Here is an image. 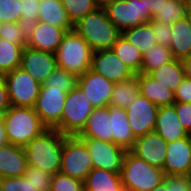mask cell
Segmentation results:
<instances>
[{"label":"cell","instance_id":"cell-1","mask_svg":"<svg viewBox=\"0 0 191 191\" xmlns=\"http://www.w3.org/2000/svg\"><path fill=\"white\" fill-rule=\"evenodd\" d=\"M64 134L47 129L24 146L27 165L55 175L61 169Z\"/></svg>","mask_w":191,"mask_h":191},{"label":"cell","instance_id":"cell-2","mask_svg":"<svg viewBox=\"0 0 191 191\" xmlns=\"http://www.w3.org/2000/svg\"><path fill=\"white\" fill-rule=\"evenodd\" d=\"M3 121L9 144L24 147L39 137L48 128L43 124L34 108L11 106L3 113Z\"/></svg>","mask_w":191,"mask_h":191},{"label":"cell","instance_id":"cell-3","mask_svg":"<svg viewBox=\"0 0 191 191\" xmlns=\"http://www.w3.org/2000/svg\"><path fill=\"white\" fill-rule=\"evenodd\" d=\"M74 30L93 51L111 49L121 32L109 20L104 8H97L74 24Z\"/></svg>","mask_w":191,"mask_h":191},{"label":"cell","instance_id":"cell-4","mask_svg":"<svg viewBox=\"0 0 191 191\" xmlns=\"http://www.w3.org/2000/svg\"><path fill=\"white\" fill-rule=\"evenodd\" d=\"M120 176L125 191H152L163 182L165 173L127 151Z\"/></svg>","mask_w":191,"mask_h":191},{"label":"cell","instance_id":"cell-5","mask_svg":"<svg viewBox=\"0 0 191 191\" xmlns=\"http://www.w3.org/2000/svg\"><path fill=\"white\" fill-rule=\"evenodd\" d=\"M93 50L75 31L67 32L55 52L57 67L82 75L90 69Z\"/></svg>","mask_w":191,"mask_h":191},{"label":"cell","instance_id":"cell-6","mask_svg":"<svg viewBox=\"0 0 191 191\" xmlns=\"http://www.w3.org/2000/svg\"><path fill=\"white\" fill-rule=\"evenodd\" d=\"M93 109L90 100L83 90L77 86L68 92L61 121L54 129L66 136H78L86 126Z\"/></svg>","mask_w":191,"mask_h":191},{"label":"cell","instance_id":"cell-7","mask_svg":"<svg viewBox=\"0 0 191 191\" xmlns=\"http://www.w3.org/2000/svg\"><path fill=\"white\" fill-rule=\"evenodd\" d=\"M92 169L86 144L78 136L64 135L60 173L84 182Z\"/></svg>","mask_w":191,"mask_h":191},{"label":"cell","instance_id":"cell-8","mask_svg":"<svg viewBox=\"0 0 191 191\" xmlns=\"http://www.w3.org/2000/svg\"><path fill=\"white\" fill-rule=\"evenodd\" d=\"M11 106L34 108L41 84L18 67L3 75Z\"/></svg>","mask_w":191,"mask_h":191},{"label":"cell","instance_id":"cell-9","mask_svg":"<svg viewBox=\"0 0 191 191\" xmlns=\"http://www.w3.org/2000/svg\"><path fill=\"white\" fill-rule=\"evenodd\" d=\"M104 10L120 32L152 20L150 14H145V8L139 0H113Z\"/></svg>","mask_w":191,"mask_h":191},{"label":"cell","instance_id":"cell-10","mask_svg":"<svg viewBox=\"0 0 191 191\" xmlns=\"http://www.w3.org/2000/svg\"><path fill=\"white\" fill-rule=\"evenodd\" d=\"M92 158L93 168L120 173L125 149L113 142L93 138H80Z\"/></svg>","mask_w":191,"mask_h":191},{"label":"cell","instance_id":"cell-11","mask_svg":"<svg viewBox=\"0 0 191 191\" xmlns=\"http://www.w3.org/2000/svg\"><path fill=\"white\" fill-rule=\"evenodd\" d=\"M67 94L56 87H40L34 110L48 129L60 123Z\"/></svg>","mask_w":191,"mask_h":191},{"label":"cell","instance_id":"cell-12","mask_svg":"<svg viewBox=\"0 0 191 191\" xmlns=\"http://www.w3.org/2000/svg\"><path fill=\"white\" fill-rule=\"evenodd\" d=\"M159 106L138 95L126 108L128 121L135 138L154 132Z\"/></svg>","mask_w":191,"mask_h":191},{"label":"cell","instance_id":"cell-13","mask_svg":"<svg viewBox=\"0 0 191 191\" xmlns=\"http://www.w3.org/2000/svg\"><path fill=\"white\" fill-rule=\"evenodd\" d=\"M90 70L105 76L114 84L135 75L111 49L94 51Z\"/></svg>","mask_w":191,"mask_h":191},{"label":"cell","instance_id":"cell-14","mask_svg":"<svg viewBox=\"0 0 191 191\" xmlns=\"http://www.w3.org/2000/svg\"><path fill=\"white\" fill-rule=\"evenodd\" d=\"M66 33L62 28L37 21L27 26V47L55 54Z\"/></svg>","mask_w":191,"mask_h":191},{"label":"cell","instance_id":"cell-15","mask_svg":"<svg viewBox=\"0 0 191 191\" xmlns=\"http://www.w3.org/2000/svg\"><path fill=\"white\" fill-rule=\"evenodd\" d=\"M20 68L27 71L34 80L43 84L57 68L56 56L54 53L26 46L23 49Z\"/></svg>","mask_w":191,"mask_h":191},{"label":"cell","instance_id":"cell-16","mask_svg":"<svg viewBox=\"0 0 191 191\" xmlns=\"http://www.w3.org/2000/svg\"><path fill=\"white\" fill-rule=\"evenodd\" d=\"M78 86L83 90L94 108L109 105L114 83L105 76L89 69L78 76Z\"/></svg>","mask_w":191,"mask_h":191},{"label":"cell","instance_id":"cell-17","mask_svg":"<svg viewBox=\"0 0 191 191\" xmlns=\"http://www.w3.org/2000/svg\"><path fill=\"white\" fill-rule=\"evenodd\" d=\"M165 175H191L190 136L167 143Z\"/></svg>","mask_w":191,"mask_h":191},{"label":"cell","instance_id":"cell-18","mask_svg":"<svg viewBox=\"0 0 191 191\" xmlns=\"http://www.w3.org/2000/svg\"><path fill=\"white\" fill-rule=\"evenodd\" d=\"M166 146L167 142L159 134L151 132L136 138L130 151L149 165L163 170Z\"/></svg>","mask_w":191,"mask_h":191},{"label":"cell","instance_id":"cell-19","mask_svg":"<svg viewBox=\"0 0 191 191\" xmlns=\"http://www.w3.org/2000/svg\"><path fill=\"white\" fill-rule=\"evenodd\" d=\"M154 132L167 143L190 136L180 123L174 105L159 106Z\"/></svg>","mask_w":191,"mask_h":191},{"label":"cell","instance_id":"cell-20","mask_svg":"<svg viewBox=\"0 0 191 191\" xmlns=\"http://www.w3.org/2000/svg\"><path fill=\"white\" fill-rule=\"evenodd\" d=\"M27 166L24 147L9 143L0 146V178L23 176Z\"/></svg>","mask_w":191,"mask_h":191},{"label":"cell","instance_id":"cell-21","mask_svg":"<svg viewBox=\"0 0 191 191\" xmlns=\"http://www.w3.org/2000/svg\"><path fill=\"white\" fill-rule=\"evenodd\" d=\"M78 137L113 142L110 114L107 106L93 109V112L87 120L86 126Z\"/></svg>","mask_w":191,"mask_h":191},{"label":"cell","instance_id":"cell-22","mask_svg":"<svg viewBox=\"0 0 191 191\" xmlns=\"http://www.w3.org/2000/svg\"><path fill=\"white\" fill-rule=\"evenodd\" d=\"M107 107L110 114L113 143L126 151H130L134 146L136 138L132 133L126 109L112 105H108Z\"/></svg>","mask_w":191,"mask_h":191},{"label":"cell","instance_id":"cell-23","mask_svg":"<svg viewBox=\"0 0 191 191\" xmlns=\"http://www.w3.org/2000/svg\"><path fill=\"white\" fill-rule=\"evenodd\" d=\"M140 95L148 98L157 106L173 105L174 92L163 87L158 81L147 73L138 74Z\"/></svg>","mask_w":191,"mask_h":191},{"label":"cell","instance_id":"cell-24","mask_svg":"<svg viewBox=\"0 0 191 191\" xmlns=\"http://www.w3.org/2000/svg\"><path fill=\"white\" fill-rule=\"evenodd\" d=\"M38 21L57 26L66 32L74 30L61 0H40Z\"/></svg>","mask_w":191,"mask_h":191},{"label":"cell","instance_id":"cell-25","mask_svg":"<svg viewBox=\"0 0 191 191\" xmlns=\"http://www.w3.org/2000/svg\"><path fill=\"white\" fill-rule=\"evenodd\" d=\"M172 39L170 50L174 58L182 59L191 54V24L184 17L171 25Z\"/></svg>","mask_w":191,"mask_h":191},{"label":"cell","instance_id":"cell-26","mask_svg":"<svg viewBox=\"0 0 191 191\" xmlns=\"http://www.w3.org/2000/svg\"><path fill=\"white\" fill-rule=\"evenodd\" d=\"M85 191H125L120 173L93 168L84 181Z\"/></svg>","mask_w":191,"mask_h":191},{"label":"cell","instance_id":"cell-27","mask_svg":"<svg viewBox=\"0 0 191 191\" xmlns=\"http://www.w3.org/2000/svg\"><path fill=\"white\" fill-rule=\"evenodd\" d=\"M163 87L175 92L183 80L184 70L180 59L174 58L165 65L149 73Z\"/></svg>","mask_w":191,"mask_h":191},{"label":"cell","instance_id":"cell-28","mask_svg":"<svg viewBox=\"0 0 191 191\" xmlns=\"http://www.w3.org/2000/svg\"><path fill=\"white\" fill-rule=\"evenodd\" d=\"M121 35L144 55L157 43L153 33V22L141 24L121 32Z\"/></svg>","mask_w":191,"mask_h":191},{"label":"cell","instance_id":"cell-29","mask_svg":"<svg viewBox=\"0 0 191 191\" xmlns=\"http://www.w3.org/2000/svg\"><path fill=\"white\" fill-rule=\"evenodd\" d=\"M140 94L138 74L114 84L109 105L126 109Z\"/></svg>","mask_w":191,"mask_h":191},{"label":"cell","instance_id":"cell-30","mask_svg":"<svg viewBox=\"0 0 191 191\" xmlns=\"http://www.w3.org/2000/svg\"><path fill=\"white\" fill-rule=\"evenodd\" d=\"M111 50L125 63L135 74H140L142 54L139 49L128 42L122 35L113 44Z\"/></svg>","mask_w":191,"mask_h":191},{"label":"cell","instance_id":"cell-31","mask_svg":"<svg viewBox=\"0 0 191 191\" xmlns=\"http://www.w3.org/2000/svg\"><path fill=\"white\" fill-rule=\"evenodd\" d=\"M25 46L15 45L0 38V74L4 75L21 65Z\"/></svg>","mask_w":191,"mask_h":191},{"label":"cell","instance_id":"cell-32","mask_svg":"<svg viewBox=\"0 0 191 191\" xmlns=\"http://www.w3.org/2000/svg\"><path fill=\"white\" fill-rule=\"evenodd\" d=\"M173 59L170 48L156 44L142 56L140 73L149 74Z\"/></svg>","mask_w":191,"mask_h":191},{"label":"cell","instance_id":"cell-33","mask_svg":"<svg viewBox=\"0 0 191 191\" xmlns=\"http://www.w3.org/2000/svg\"><path fill=\"white\" fill-rule=\"evenodd\" d=\"M188 3L186 0H166L165 4L153 18L152 22H163L172 25L187 16Z\"/></svg>","mask_w":191,"mask_h":191},{"label":"cell","instance_id":"cell-34","mask_svg":"<svg viewBox=\"0 0 191 191\" xmlns=\"http://www.w3.org/2000/svg\"><path fill=\"white\" fill-rule=\"evenodd\" d=\"M78 86V75L57 67L45 80L41 87H56L61 91L69 92Z\"/></svg>","mask_w":191,"mask_h":191},{"label":"cell","instance_id":"cell-35","mask_svg":"<svg viewBox=\"0 0 191 191\" xmlns=\"http://www.w3.org/2000/svg\"><path fill=\"white\" fill-rule=\"evenodd\" d=\"M27 26L21 22L0 23V38L12 44L27 46Z\"/></svg>","mask_w":191,"mask_h":191},{"label":"cell","instance_id":"cell-36","mask_svg":"<svg viewBox=\"0 0 191 191\" xmlns=\"http://www.w3.org/2000/svg\"><path fill=\"white\" fill-rule=\"evenodd\" d=\"M71 23L76 24L88 13L97 9L92 0H61Z\"/></svg>","mask_w":191,"mask_h":191},{"label":"cell","instance_id":"cell-37","mask_svg":"<svg viewBox=\"0 0 191 191\" xmlns=\"http://www.w3.org/2000/svg\"><path fill=\"white\" fill-rule=\"evenodd\" d=\"M31 183L34 190L49 191L53 174L44 172L39 168L27 166L23 175Z\"/></svg>","mask_w":191,"mask_h":191},{"label":"cell","instance_id":"cell-38","mask_svg":"<svg viewBox=\"0 0 191 191\" xmlns=\"http://www.w3.org/2000/svg\"><path fill=\"white\" fill-rule=\"evenodd\" d=\"M49 191H85L84 182L59 172L52 176Z\"/></svg>","mask_w":191,"mask_h":191},{"label":"cell","instance_id":"cell-39","mask_svg":"<svg viewBox=\"0 0 191 191\" xmlns=\"http://www.w3.org/2000/svg\"><path fill=\"white\" fill-rule=\"evenodd\" d=\"M21 22L20 0H0V23Z\"/></svg>","mask_w":191,"mask_h":191},{"label":"cell","instance_id":"cell-40","mask_svg":"<svg viewBox=\"0 0 191 191\" xmlns=\"http://www.w3.org/2000/svg\"><path fill=\"white\" fill-rule=\"evenodd\" d=\"M40 0H20L21 23L28 26L38 21Z\"/></svg>","mask_w":191,"mask_h":191},{"label":"cell","instance_id":"cell-41","mask_svg":"<svg viewBox=\"0 0 191 191\" xmlns=\"http://www.w3.org/2000/svg\"><path fill=\"white\" fill-rule=\"evenodd\" d=\"M0 191H37L24 176L0 178Z\"/></svg>","mask_w":191,"mask_h":191},{"label":"cell","instance_id":"cell-42","mask_svg":"<svg viewBox=\"0 0 191 191\" xmlns=\"http://www.w3.org/2000/svg\"><path fill=\"white\" fill-rule=\"evenodd\" d=\"M163 182L168 191H191V175H165Z\"/></svg>","mask_w":191,"mask_h":191},{"label":"cell","instance_id":"cell-43","mask_svg":"<svg viewBox=\"0 0 191 191\" xmlns=\"http://www.w3.org/2000/svg\"><path fill=\"white\" fill-rule=\"evenodd\" d=\"M153 33L156 36L157 43L166 47H170L172 33L171 26L163 22H153Z\"/></svg>","mask_w":191,"mask_h":191},{"label":"cell","instance_id":"cell-44","mask_svg":"<svg viewBox=\"0 0 191 191\" xmlns=\"http://www.w3.org/2000/svg\"><path fill=\"white\" fill-rule=\"evenodd\" d=\"M173 105L180 123L191 134V103L175 102Z\"/></svg>","mask_w":191,"mask_h":191},{"label":"cell","instance_id":"cell-45","mask_svg":"<svg viewBox=\"0 0 191 191\" xmlns=\"http://www.w3.org/2000/svg\"><path fill=\"white\" fill-rule=\"evenodd\" d=\"M175 102L191 103V79L183 78L174 92Z\"/></svg>","mask_w":191,"mask_h":191},{"label":"cell","instance_id":"cell-46","mask_svg":"<svg viewBox=\"0 0 191 191\" xmlns=\"http://www.w3.org/2000/svg\"><path fill=\"white\" fill-rule=\"evenodd\" d=\"M145 8V14H150L151 19L160 12L166 0H139Z\"/></svg>","mask_w":191,"mask_h":191},{"label":"cell","instance_id":"cell-47","mask_svg":"<svg viewBox=\"0 0 191 191\" xmlns=\"http://www.w3.org/2000/svg\"><path fill=\"white\" fill-rule=\"evenodd\" d=\"M11 107L8 90L3 75L0 74V110L5 113Z\"/></svg>","mask_w":191,"mask_h":191},{"label":"cell","instance_id":"cell-48","mask_svg":"<svg viewBox=\"0 0 191 191\" xmlns=\"http://www.w3.org/2000/svg\"><path fill=\"white\" fill-rule=\"evenodd\" d=\"M185 78L191 79V54L181 59Z\"/></svg>","mask_w":191,"mask_h":191},{"label":"cell","instance_id":"cell-49","mask_svg":"<svg viewBox=\"0 0 191 191\" xmlns=\"http://www.w3.org/2000/svg\"><path fill=\"white\" fill-rule=\"evenodd\" d=\"M7 143L8 141H7L6 129H5L4 121L1 118L0 119V146H3Z\"/></svg>","mask_w":191,"mask_h":191},{"label":"cell","instance_id":"cell-50","mask_svg":"<svg viewBox=\"0 0 191 191\" xmlns=\"http://www.w3.org/2000/svg\"><path fill=\"white\" fill-rule=\"evenodd\" d=\"M97 8H104L107 4L111 3L113 0H92Z\"/></svg>","mask_w":191,"mask_h":191},{"label":"cell","instance_id":"cell-51","mask_svg":"<svg viewBox=\"0 0 191 191\" xmlns=\"http://www.w3.org/2000/svg\"><path fill=\"white\" fill-rule=\"evenodd\" d=\"M152 191H168L166 189L165 183L162 182L161 184H159L155 189H153Z\"/></svg>","mask_w":191,"mask_h":191},{"label":"cell","instance_id":"cell-52","mask_svg":"<svg viewBox=\"0 0 191 191\" xmlns=\"http://www.w3.org/2000/svg\"><path fill=\"white\" fill-rule=\"evenodd\" d=\"M187 18L189 19L190 24H191V6H189L188 10H187Z\"/></svg>","mask_w":191,"mask_h":191},{"label":"cell","instance_id":"cell-53","mask_svg":"<svg viewBox=\"0 0 191 191\" xmlns=\"http://www.w3.org/2000/svg\"><path fill=\"white\" fill-rule=\"evenodd\" d=\"M190 159H191V134H190Z\"/></svg>","mask_w":191,"mask_h":191},{"label":"cell","instance_id":"cell-54","mask_svg":"<svg viewBox=\"0 0 191 191\" xmlns=\"http://www.w3.org/2000/svg\"><path fill=\"white\" fill-rule=\"evenodd\" d=\"M186 2L188 3V6H191V0H186Z\"/></svg>","mask_w":191,"mask_h":191},{"label":"cell","instance_id":"cell-55","mask_svg":"<svg viewBox=\"0 0 191 191\" xmlns=\"http://www.w3.org/2000/svg\"><path fill=\"white\" fill-rule=\"evenodd\" d=\"M3 118V112L0 110V119Z\"/></svg>","mask_w":191,"mask_h":191}]
</instances>
